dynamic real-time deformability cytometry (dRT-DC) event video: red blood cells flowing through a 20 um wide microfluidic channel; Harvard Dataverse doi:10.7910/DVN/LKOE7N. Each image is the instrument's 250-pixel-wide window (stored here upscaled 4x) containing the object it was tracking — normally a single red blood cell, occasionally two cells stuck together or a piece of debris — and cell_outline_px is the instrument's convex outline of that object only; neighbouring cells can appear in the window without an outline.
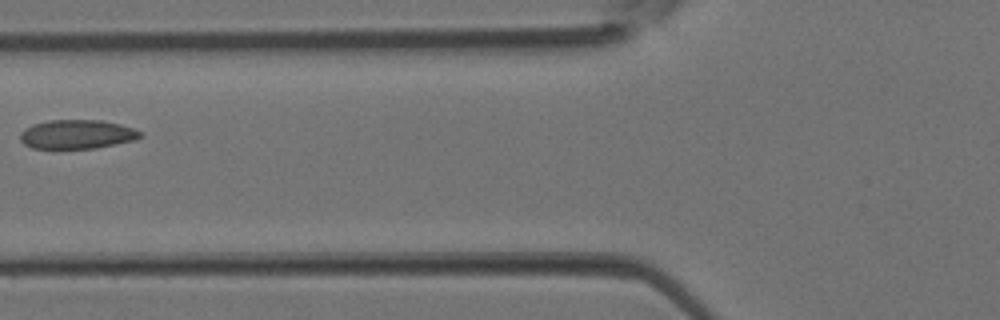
{"species": "Egyptian fruit bat (a non-hibernating species)", "species_latin": "Rousettus aegyptiacus", "temperature_condition": "room temperature", "stored_images_in_passage": 4, "camera_frame_rate_fps": 3000, "um_per_image_px": 0.085, "animal": {"sex": "female"}, "frame": {"image": 1, "passage_image": 4, "time_ms": 1.0, "image_size_px": [1000, 320], "cell_outline_px": [[140, 136], [136, 140], [96, 148], [32, 148], [24, 144], [20, 140], [20, 132], [24, 128], [32, 124], [48, 120], [100, 120], [120, 124], [132, 128], [140, 132]], "centroid_in_image_um": [6.5, 11.41], "position_along_channel_um": 119.3, "area_um2": 20.29}}